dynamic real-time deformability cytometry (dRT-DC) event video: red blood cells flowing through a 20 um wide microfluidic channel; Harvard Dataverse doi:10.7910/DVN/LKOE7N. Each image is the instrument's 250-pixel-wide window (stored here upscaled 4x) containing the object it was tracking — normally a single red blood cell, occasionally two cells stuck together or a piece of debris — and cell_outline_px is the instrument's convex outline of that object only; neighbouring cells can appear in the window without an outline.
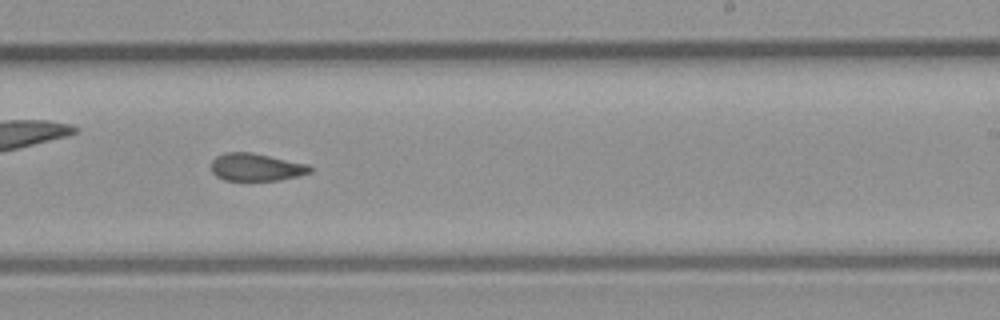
{"species": "common noctule bat (a hibernating species)", "species_latin": "Nyctalus noctula", "temperature_condition": "room temperature", "stored_images_in_passage": 37, "camera_frame_rate_fps": 3000, "um_per_image_px": 0.085, "animal": {"sex": "male", "body_mass_g": 23.1, "forearm_length_mm": 52.7}, "frame": {"image": 1, "passage_image": 22, "time_ms": 7.0, "image_size_px": [1000, 320], "cell_outline_px": [[312, 172], [280, 180], [224, 180], [216, 176], [212, 172], [212, 160], [216, 156], [224, 152], [252, 152], [308, 164], [312, 168]], "centroid_in_image_um": [21.76, 14.2], "position_along_channel_um": 267.2, "area_um2": 15.9}}
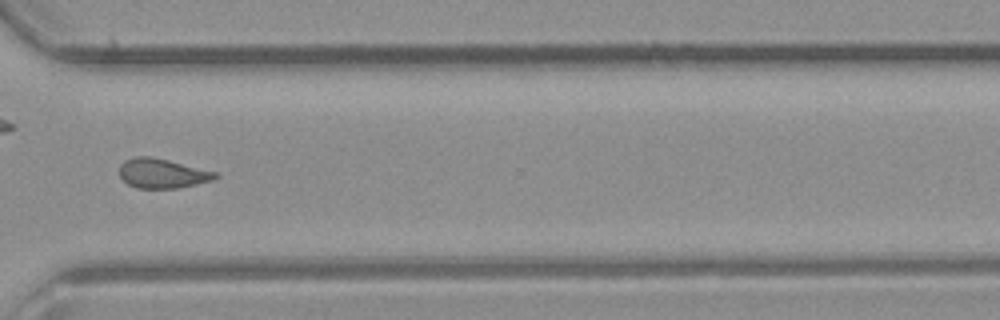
{"frame": {"image": 2, "passage_image": 27, "time_ms": 8.667, "image_size_px": [1000, 320], "cell_outline_px": [[220, 176], [212, 180], [180, 188], [136, 188], [128, 184], [120, 176], [120, 164], [124, 160], [136, 156], [152, 156], [216, 172]], "centroid_in_image_um": [13.78, 14.73], "position_along_channel_um": 356.8, "area_um2": 16.47}}